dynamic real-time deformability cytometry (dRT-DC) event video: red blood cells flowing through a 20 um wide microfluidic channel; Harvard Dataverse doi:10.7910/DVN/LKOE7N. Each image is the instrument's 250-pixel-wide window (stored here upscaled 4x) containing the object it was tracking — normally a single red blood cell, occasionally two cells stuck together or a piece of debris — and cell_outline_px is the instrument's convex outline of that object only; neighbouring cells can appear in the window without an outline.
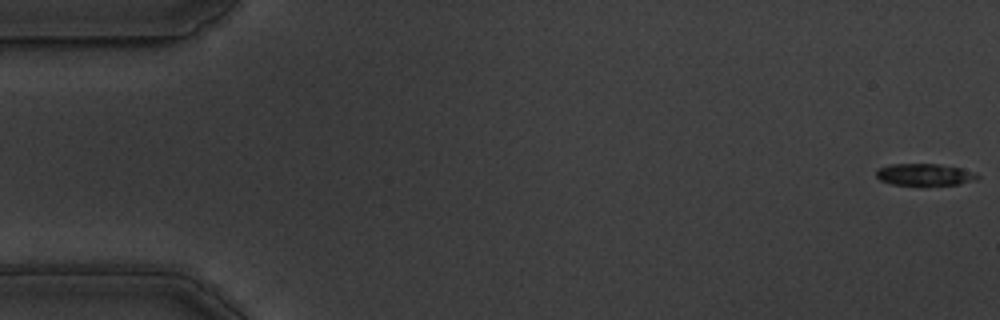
{"species": "common noctule bat (a hibernating species)", "species_latin": "Nyctalus noctula", "temperature_condition": "warm", "stored_images_in_passage": 57, "camera_frame_rate_fps": 3000, "um_per_image_px": 0.085, "animal": {"sex": "male", "body_mass_g": 19.5, "forearm_length_mm": 54.6}, "frame": {"image": 1, "passage_image": 1, "time_ms": 0.0, "image_size_px": [1000, 320], "cell_outline_px": [[980, 176], [976, 180], [960, 184], [924, 188], [892, 184], [880, 180], [876, 176], [876, 172], [880, 168], [888, 164], [940, 164], [960, 168], [976, 172]], "centroid_in_image_um": [78.63, 14.89], "position_along_channel_um": 6.4, "area_um2": 13.7}}
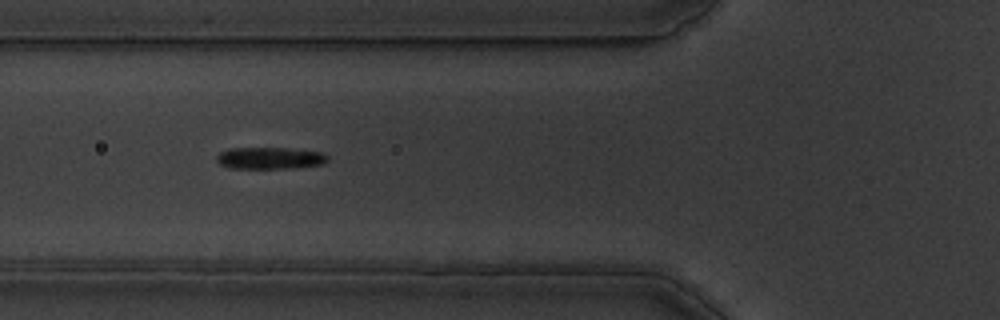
{"frame": {"image": 2, "passage_image": 21, "time_ms": 6.667, "image_size_px": [1000, 320], "cell_outline_px": [[328, 160], [324, 164], [296, 168], [228, 168], [220, 164], [216, 160], [216, 156], [220, 152], [228, 148], [284, 148], [324, 152], [328, 156]], "centroid_in_image_um": [22.95, 13.44], "position_along_channel_um": 102.8, "area_um2": 14.28}}
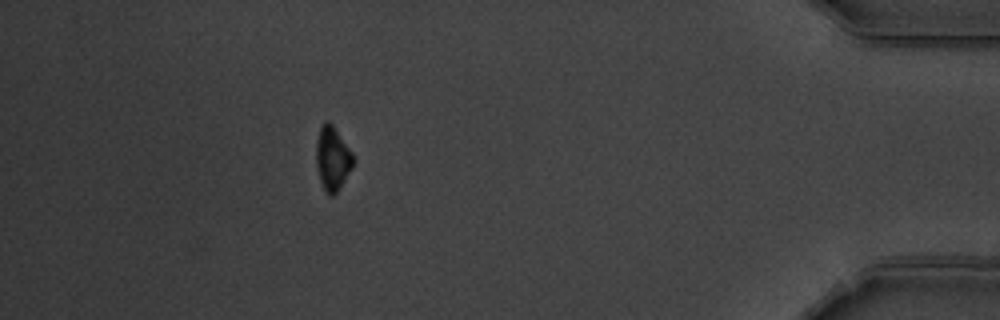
{"frame": {"image": 3, "passage_image": 51, "time_ms": 16.667, "image_size_px": [1000, 320], "cell_outline_px": [[356, 160], [352, 168], [340, 188], [332, 196], [328, 196], [320, 180], [316, 168], [316, 144], [320, 128], [328, 120], [332, 124], [352, 152]], "centroid_in_image_um": [28.28, 13.5], "position_along_channel_um": 406.9, "area_um2": 13.76}, "authors_computed_cell_mechanics": {"area_um2": 14.161, "velocity_mm_per_s": 3.5672, "shape_relaxation_time_tau1_ms": 6.1463, "shape_relaxation_time_tau2_ms": null, "deformation_change_tau1": 0.173, "deformation_change_tau2": null}}